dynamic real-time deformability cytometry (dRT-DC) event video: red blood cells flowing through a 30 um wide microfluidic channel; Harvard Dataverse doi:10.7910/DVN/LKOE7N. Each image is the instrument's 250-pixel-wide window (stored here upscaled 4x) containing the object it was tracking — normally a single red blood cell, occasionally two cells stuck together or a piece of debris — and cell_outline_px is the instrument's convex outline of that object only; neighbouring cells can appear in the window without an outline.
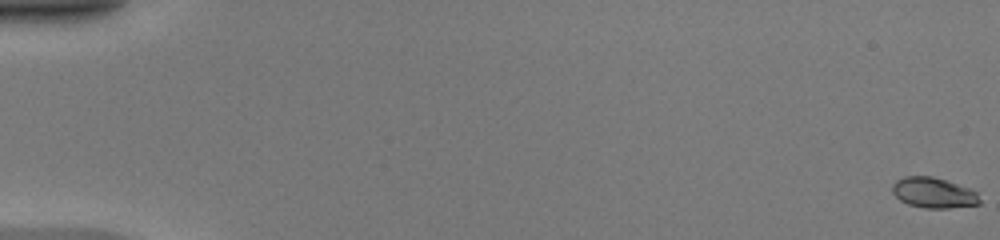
{"species": "common noctule bat (a hibernating species)", "species_latin": "Nyctalus noctula", "temperature_condition": "warm", "stored_images_in_passage": 51, "camera_frame_rate_fps": 3000, "um_per_image_px": 0.085, "animal": {"sex": "female", "body_mass_g": 20.0, "forearm_length_mm": 54.0}, "frame": {"image": 1, "passage_image": 1, "time_ms": 0.0, "image_size_px": [1000, 240], "cell_outline_px": [[980, 204], [948, 208], [924, 208], [908, 204], [900, 200], [892, 192], [892, 184], [896, 180], [904, 176], [932, 176], [968, 188], [976, 192], [980, 200]], "centroid_in_image_um": [79.32, 16.39], "position_along_channel_um": 5.7, "area_um2": 15.37}}
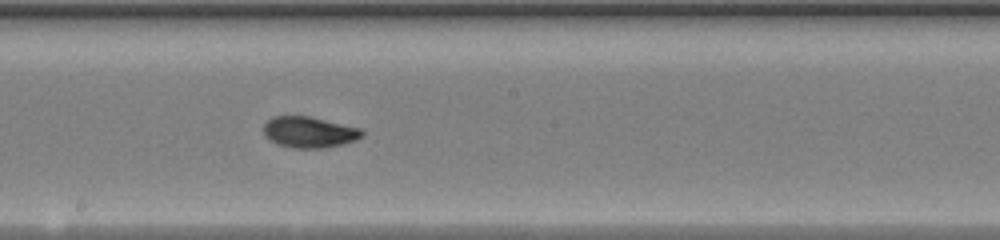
{"frame": {"image": 2, "passage_image": 30, "time_ms": 9.667, "image_size_px": [1000, 240], "cell_outline_px": [[364, 136], [356, 140], [344, 144], [324, 148], [292, 148], [276, 144], [264, 136], [264, 124], [272, 116], [312, 116], [360, 128], [364, 132]], "centroid_in_image_um": [26.29, 11.23], "position_along_channel_um": 221.9, "area_um2": 18.09}}
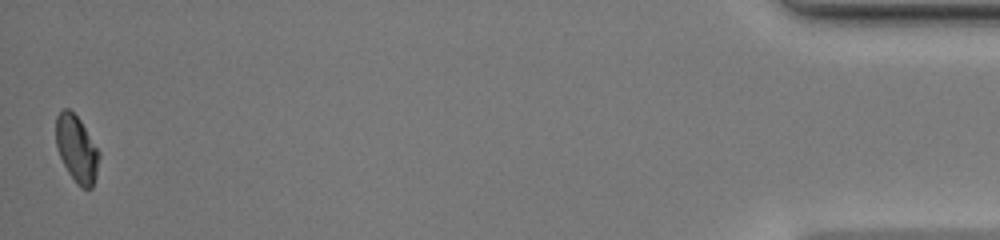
{"frame": {"image": 3, "passage_image": 51, "time_ms": 16.667, "image_size_px": [1000, 240], "cell_outline_px": [[100, 156], [96, 176], [92, 188], [80, 188], [76, 184], [68, 172], [56, 148], [56, 116], [64, 108], [68, 108], [80, 120], [100, 152]], "centroid_in_image_um": [6.52, 12.68], "position_along_channel_um": 428.7, "area_um2": 16.76}, "authors_computed_cell_mechanics": {"area_um2": 17.2244, "velocity_mm_per_s": 4.199, "shape_relaxation_time_tau1_ms": 3.8297, "shape_relaxation_time_tau2_ms": 1.1061, "deformation_change_tau1": 0.1712, "deformation_change_tau2": 0.0503}}